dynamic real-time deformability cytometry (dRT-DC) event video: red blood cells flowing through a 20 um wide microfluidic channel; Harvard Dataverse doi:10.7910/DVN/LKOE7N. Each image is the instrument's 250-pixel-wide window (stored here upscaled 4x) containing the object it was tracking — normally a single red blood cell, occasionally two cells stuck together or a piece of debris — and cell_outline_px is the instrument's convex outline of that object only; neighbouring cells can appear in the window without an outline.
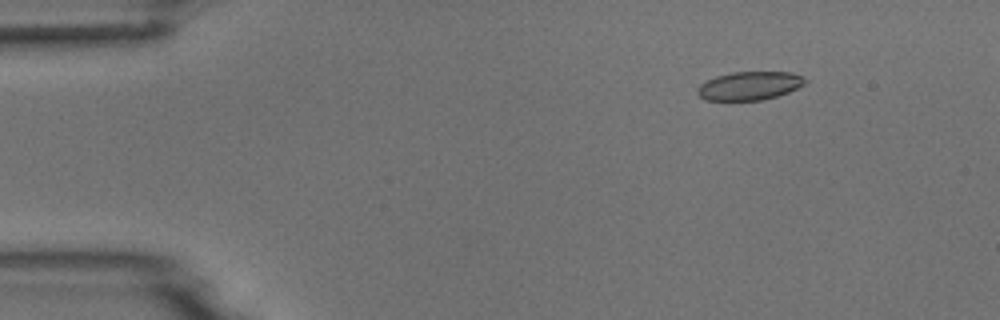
{"species": "common noctule bat (a hibernating species)", "species_latin": "Nyctalus noctula", "temperature_condition": "room temperature", "stored_images_in_passage": 6, "camera_frame_rate_fps": 3000, "um_per_image_px": 0.085, "animal": {"sex": "male", "body_mass_g": 18.8}, "frame": {"image": 1, "passage_image": 2, "time_ms": 1.333, "image_size_px": [1000, 320], "cell_outline_px": [[808, 84], [788, 92], [776, 96], [760, 100], [704, 100], [696, 92], [700, 84], [716, 76], [732, 72], [792, 72], [808, 80]], "centroid_in_image_um": [63.73, 7.29], "position_along_channel_um": 21.3, "area_um2": 17.86}}
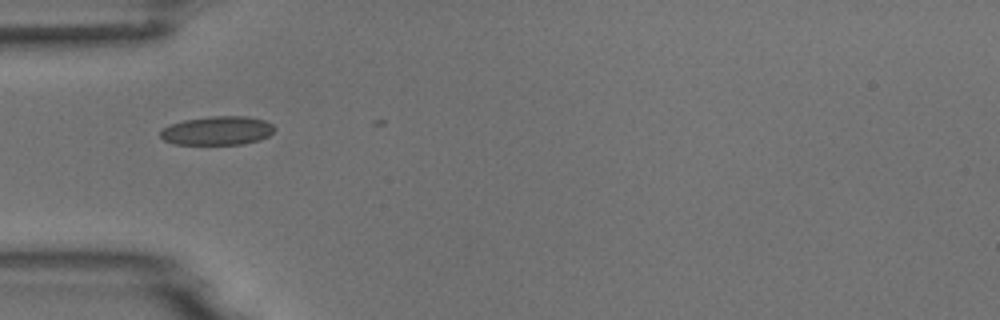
{"frame": {"image": 2, "passage_image": 5, "time_ms": 4.667, "image_size_px": [1000, 320], "cell_outline_px": [[276, 128], [268, 136], [260, 140], [244, 144], [172, 144], [164, 140], [160, 136], [160, 132], [164, 128], [172, 124], [184, 120], [212, 116], [248, 116], [264, 120], [272, 124]], "centroid_in_image_um": [18.5, 11.11], "position_along_channel_um": 66.5, "area_um2": 19.13}}